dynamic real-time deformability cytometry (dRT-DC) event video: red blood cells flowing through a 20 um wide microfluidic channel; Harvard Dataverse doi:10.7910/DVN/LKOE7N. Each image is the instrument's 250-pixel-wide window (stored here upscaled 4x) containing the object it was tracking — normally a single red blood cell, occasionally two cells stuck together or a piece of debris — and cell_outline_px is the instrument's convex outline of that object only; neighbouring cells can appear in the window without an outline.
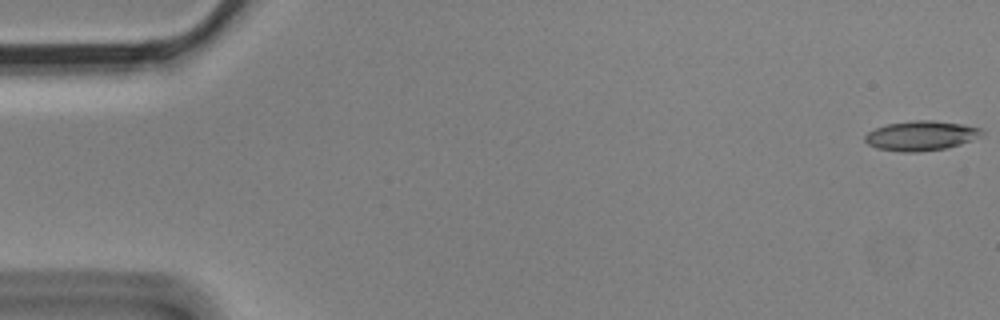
{"species": "Egyptian fruit bat (a non-hibernating species)", "species_latin": "Rousettus aegyptiacus", "temperature_condition": "cold", "stored_images_in_passage": 6, "camera_frame_rate_fps": 3000, "um_per_image_px": 0.085, "animal": {"sex": "male"}, "frame": {"image": 1, "passage_image": 1, "time_ms": 0.0, "image_size_px": [1000, 320], "cell_outline_px": [[984, 136], [960, 144], [944, 148], [916, 152], [904, 152], [876, 148], [868, 144], [864, 140], [864, 136], [868, 132], [876, 128], [888, 124], [912, 120], [932, 120], [964, 124], [984, 128]], "centroid_in_image_um": [78.34, 11.52], "position_along_channel_um": 6.7, "area_um2": 20.35}}